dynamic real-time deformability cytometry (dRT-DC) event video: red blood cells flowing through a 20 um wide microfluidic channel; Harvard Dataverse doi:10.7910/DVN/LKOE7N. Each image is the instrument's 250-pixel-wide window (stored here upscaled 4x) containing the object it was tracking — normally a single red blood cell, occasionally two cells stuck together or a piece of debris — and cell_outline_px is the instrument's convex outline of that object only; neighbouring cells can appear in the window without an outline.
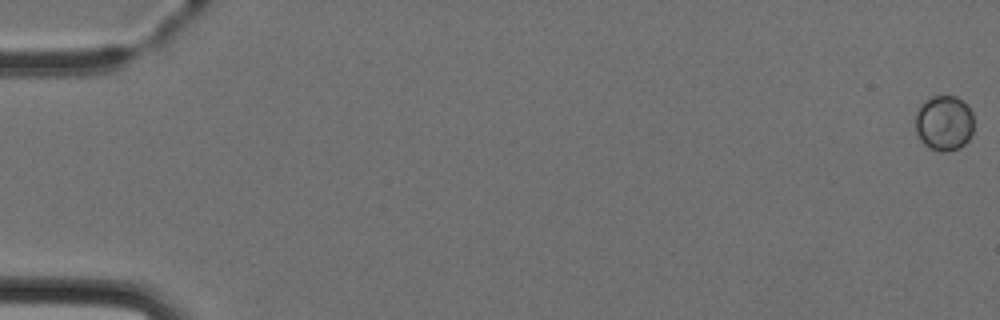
{"species": "Egyptian fruit bat (a non-hibernating species)", "species_latin": "Rousettus aegyptiacus", "temperature_condition": "cold", "stored_images_in_passage": 8, "camera_frame_rate_fps": 3000, "um_per_image_px": 0.085, "animal": {"sex": "female"}, "frame": {"image": 1, "passage_image": 1, "time_ms": 0.0, "image_size_px": [1000, 320], "cell_outline_px": [[972, 132], [968, 140], [960, 148], [948, 152], [940, 152], [928, 148], [920, 140], [916, 132], [916, 112], [932, 96], [956, 96], [968, 104], [972, 112]], "centroid_in_image_um": [80.26, 10.49], "position_along_channel_um": 4.7, "area_um2": 18.84}}
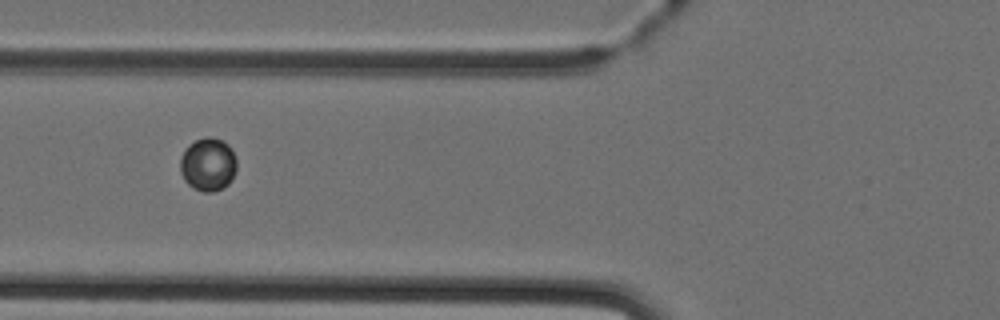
{"frame": {"image": 2, "passage_image": 7, "time_ms": 6.667, "image_size_px": [1000, 320], "cell_outline_px": [[236, 168], [232, 180], [228, 184], [212, 192], [204, 192], [192, 188], [184, 180], [180, 172], [180, 156], [184, 148], [188, 144], [196, 140], [208, 136], [220, 140], [228, 144], [232, 148], [236, 156]], "centroid_in_image_um": [17.67, 13.97], "position_along_channel_um": 108.1, "area_um2": 17.74}}
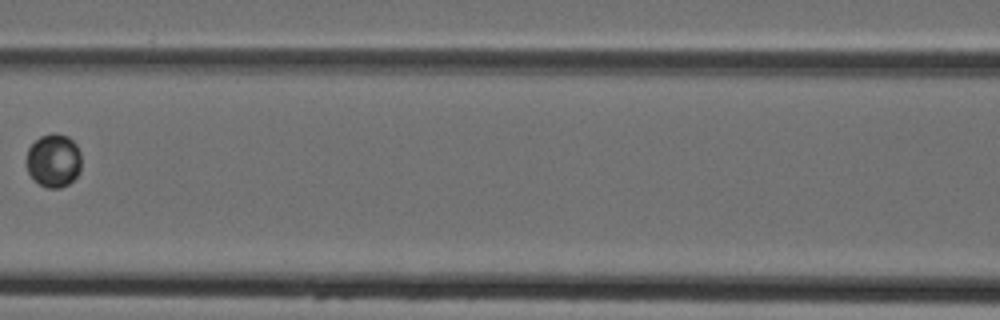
{"frame": {"image": 3, "passage_image": 8, "time_ms": 8.0, "image_size_px": [1000, 320], "cell_outline_px": [[80, 172], [68, 184], [60, 188], [48, 188], [32, 180], [28, 172], [28, 148], [40, 136], [56, 132], [68, 136], [76, 144], [80, 152]], "centroid_in_image_um": [4.57, 13.64], "position_along_channel_um": 162.0, "area_um2": 17.05}}